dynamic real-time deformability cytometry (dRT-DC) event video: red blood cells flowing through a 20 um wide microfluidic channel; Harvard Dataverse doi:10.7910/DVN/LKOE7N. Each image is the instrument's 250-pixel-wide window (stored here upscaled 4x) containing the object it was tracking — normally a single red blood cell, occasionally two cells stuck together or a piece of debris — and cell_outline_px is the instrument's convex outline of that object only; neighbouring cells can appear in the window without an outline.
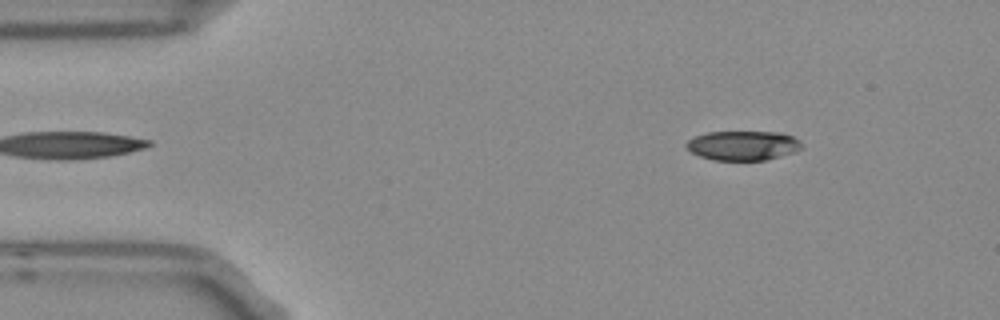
{"species": "Egyptian fruit bat (a non-hibernating species)", "species_latin": "Rousettus aegyptiacus", "temperature_condition": "room temperature", "stored_images_in_passage": 3, "camera_frame_rate_fps": 3000, "um_per_image_px": 0.085, "frame": {"image": 1, "passage_image": 1, "time_ms": 0.0, "image_size_px": [1000, 320], "cell_outline_px": [[804, 148], [796, 152], [764, 160], [712, 160], [700, 156], [692, 152], [684, 144], [688, 140], [696, 136], [708, 132], [780, 132], [792, 136], [800, 140]], "centroid_in_image_um": [63.19, 12.37], "position_along_channel_um": 21.8, "area_um2": 19.88}}